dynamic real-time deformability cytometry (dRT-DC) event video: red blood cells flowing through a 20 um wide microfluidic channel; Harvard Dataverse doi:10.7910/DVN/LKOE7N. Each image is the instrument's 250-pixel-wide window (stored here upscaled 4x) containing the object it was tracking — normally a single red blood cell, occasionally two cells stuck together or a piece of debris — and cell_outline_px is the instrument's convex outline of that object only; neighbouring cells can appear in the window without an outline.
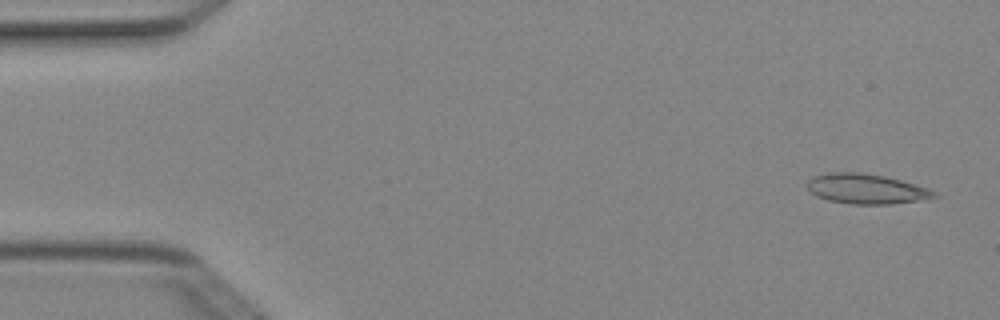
{"species": "Egyptian fruit bat (a non-hibernating species)", "species_latin": "Rousettus aegyptiacus", "temperature_condition": "cold", "stored_images_in_passage": 3, "camera_frame_rate_fps": 3000, "um_per_image_px": 0.085, "animal": {"sex": "female"}, "frame": {"image": 1, "passage_image": 1, "time_ms": 0.0, "image_size_px": [1000, 320], "cell_outline_px": [[940, 196], [920, 200], [892, 204], [852, 204], [828, 200], [816, 196], [808, 188], [808, 180], [816, 176], [828, 172], [860, 172], [884, 176], [900, 180], [928, 188], [936, 192]], "centroid_in_image_um": [73.65, 16.06], "position_along_channel_um": 11.3, "area_um2": 22.02}}
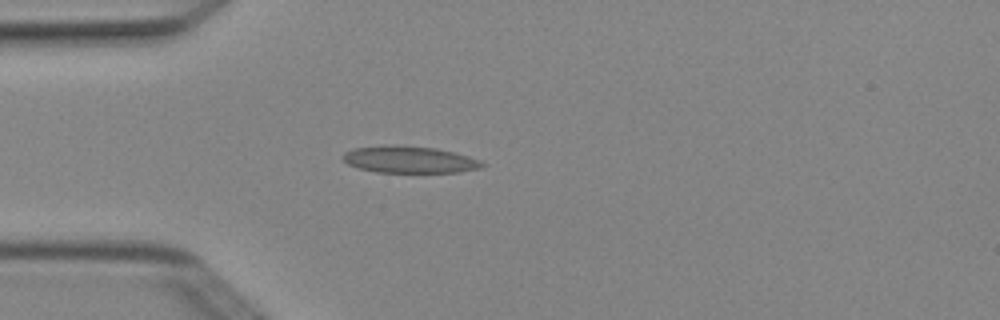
{"frame": {"image": 2, "passage_image": 3, "time_ms": 0.667, "image_size_px": [1000, 320], "cell_outline_px": [[484, 164], [480, 168], [460, 172], [376, 172], [360, 168], [348, 164], [340, 156], [344, 152], [352, 148], [436, 148], [468, 156], [480, 160]], "centroid_in_image_um": [34.83, 13.62], "position_along_channel_um": 50.2, "area_um2": 20.58}}